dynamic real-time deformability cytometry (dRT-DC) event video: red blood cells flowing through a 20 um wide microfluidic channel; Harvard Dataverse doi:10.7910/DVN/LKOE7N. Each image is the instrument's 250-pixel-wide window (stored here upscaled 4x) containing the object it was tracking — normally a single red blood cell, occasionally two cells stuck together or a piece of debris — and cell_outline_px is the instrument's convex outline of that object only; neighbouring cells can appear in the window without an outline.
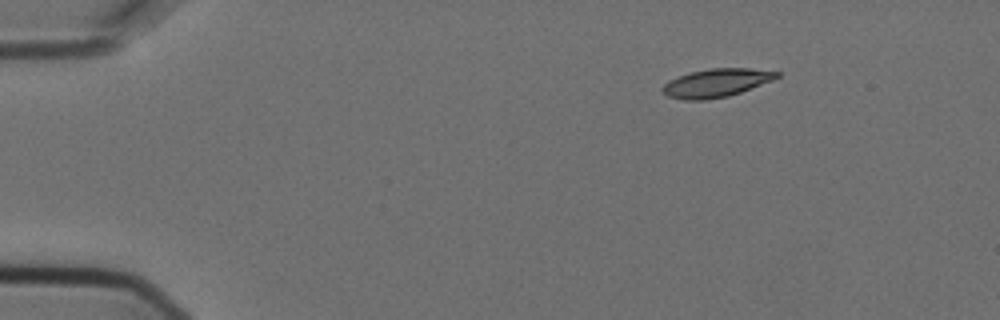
{"species": "Egyptian fruit bat (a non-hibernating species)", "species_latin": "Rousettus aegyptiacus", "temperature_condition": "cold", "stored_images_in_passage": 3, "camera_frame_rate_fps": 3000, "um_per_image_px": 0.085, "animal": {"sex": "female"}, "frame": {"image": 1, "passage_image": 1, "time_ms": 0.0, "image_size_px": [1000, 320], "cell_outline_px": [[780, 76], [772, 80], [740, 92], [728, 96], [704, 100], [684, 100], [668, 96], [660, 92], [660, 88], [668, 80], [692, 72], [712, 68], [748, 68], [780, 72]], "centroid_in_image_um": [60.84, 7.05], "position_along_channel_um": 24.2, "area_um2": 18.73}}